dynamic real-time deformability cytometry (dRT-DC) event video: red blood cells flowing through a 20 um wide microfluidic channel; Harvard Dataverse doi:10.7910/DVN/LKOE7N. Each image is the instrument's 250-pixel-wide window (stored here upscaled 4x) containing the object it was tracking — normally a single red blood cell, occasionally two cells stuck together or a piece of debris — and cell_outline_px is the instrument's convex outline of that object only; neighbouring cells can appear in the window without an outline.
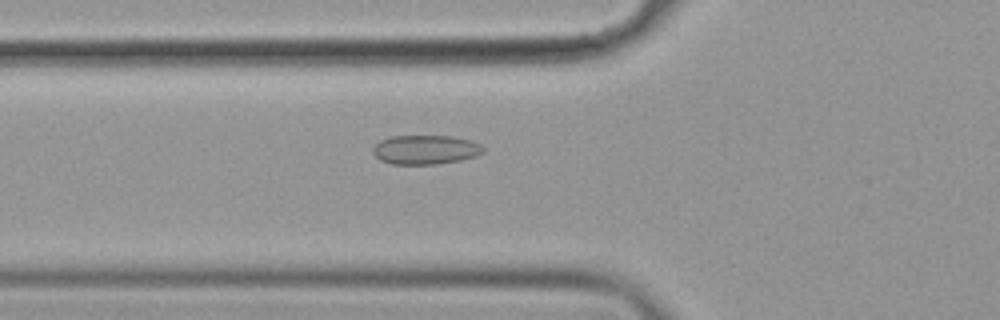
{"species": "common noctule bat (a hibernating species)", "species_latin": "Nyctalus noctula", "temperature_condition": "cold", "stored_images_in_passage": 44, "camera_frame_rate_fps": 3000, "um_per_image_px": 0.085, "animal": {"sex": "female", "body_mass_g": 19.9}, "frame": {"image": 1, "passage_image": 8, "time_ms": 2.333, "image_size_px": [1000, 320], "cell_outline_px": [[484, 152], [476, 156], [460, 160], [436, 164], [392, 164], [380, 160], [372, 152], [372, 148], [380, 140], [388, 136], [452, 136], [472, 140], [480, 144], [484, 148]], "centroid_in_image_um": [36.16, 12.71], "position_along_channel_um": 89.6, "area_um2": 18.9}}
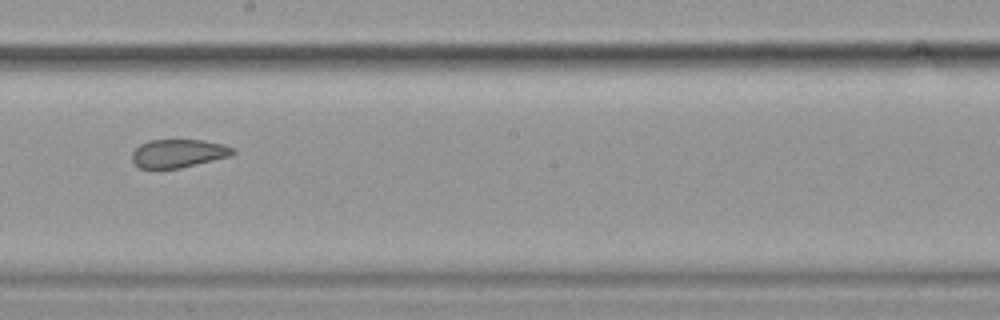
{"frame": {"image": 2, "passage_image": 20, "time_ms": 6.333, "image_size_px": [1000, 320], "cell_outline_px": [[236, 152], [232, 156], [180, 168], [140, 168], [132, 160], [132, 152], [140, 144], [148, 140], [204, 140], [224, 144], [236, 148]], "centroid_in_image_um": [15.21, 13.03], "position_along_channel_um": 233.0, "area_um2": 16.76}}
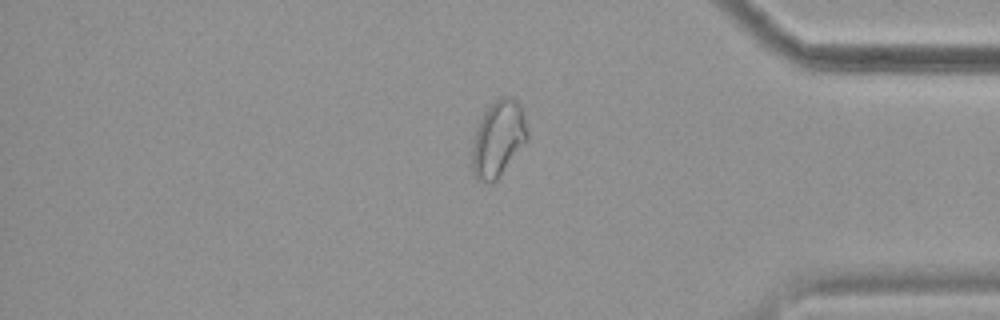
{"frame": {"image": 3, "passage_image": 35, "time_ms": 11.333, "image_size_px": [1000, 320], "cell_outline_px": [[528, 140], [496, 180], [492, 184], [488, 184], [480, 180], [472, 172], [472, 136], [484, 112], [500, 96], [512, 96], [520, 104], [524, 112], [528, 132]], "centroid_in_image_um": [42.35, 11.78], "position_along_channel_um": 392.8, "area_um2": 24.74}, "authors_computed_cell_mechanics": {"area_um2": 18.9584, "velocity_mm_per_s": 3.5877, "shape_relaxation_time_tau1_ms": null, "shape_relaxation_time_tau2_ms": 1.6894, "deformation_change_tau1": null, "deformation_change_tau2": 0.0725}}